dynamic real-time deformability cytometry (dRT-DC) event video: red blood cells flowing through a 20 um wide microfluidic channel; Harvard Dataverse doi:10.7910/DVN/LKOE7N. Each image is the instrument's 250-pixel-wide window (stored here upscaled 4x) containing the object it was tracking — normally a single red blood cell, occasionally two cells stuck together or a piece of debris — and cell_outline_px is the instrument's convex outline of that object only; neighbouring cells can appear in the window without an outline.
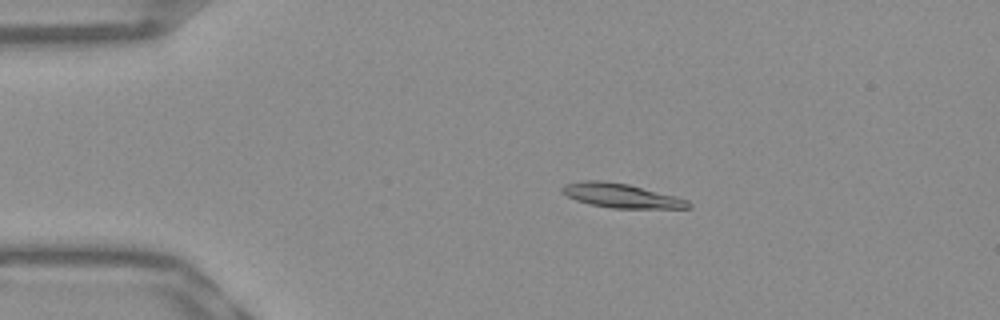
{"species": "Egyptian fruit bat (a non-hibernating species)", "species_latin": "Rousettus aegyptiacus", "temperature_condition": "warm", "stored_images_in_passage": 53, "camera_frame_rate_fps": 3000, "um_per_image_px": 0.085, "frame": {"image": 1, "passage_image": 11, "time_ms": 3.333, "image_size_px": [1000, 320], "cell_outline_px": [[692, 208], [612, 208], [588, 204], [576, 200], [560, 192], [560, 188], [564, 184], [580, 180], [604, 180], [628, 184], [676, 196], [688, 200], [692, 204]], "centroid_in_image_um": [52.77, 16.62], "position_along_channel_um": 32.2, "area_um2": 18.03}}
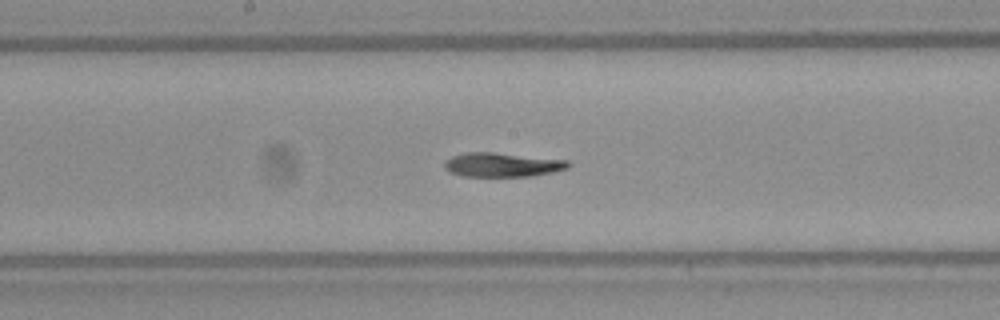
{"frame": {"image": 2, "passage_image": 28, "time_ms": 9.0, "image_size_px": [1000, 320], "cell_outline_px": [[572, 164], [568, 168], [552, 172], [532, 176], [460, 176], [448, 172], [444, 168], [444, 164], [452, 156], [464, 152], [492, 152], [568, 160]], "centroid_in_image_um": [42.68, 14.0], "position_along_channel_um": 205.5, "area_um2": 17.46}}
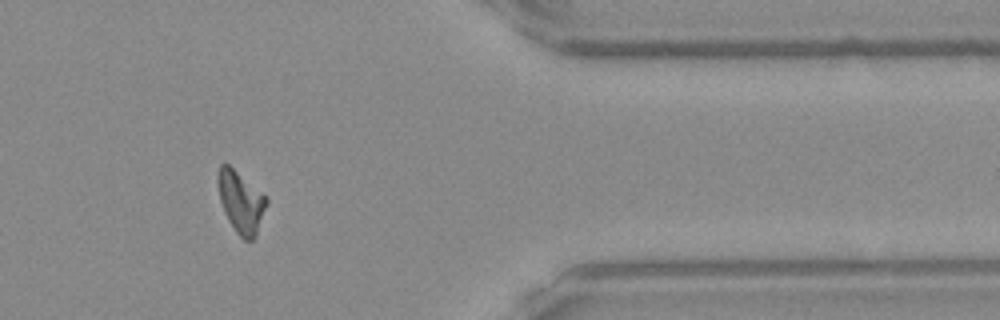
{"frame": {"image": 3, "passage_image": 44, "time_ms": 14.333, "image_size_px": [1000, 320], "cell_outline_px": [[268, 204], [256, 236], [252, 240], [244, 240], [236, 232], [228, 220], [224, 212], [220, 200], [216, 180], [216, 176], [220, 164], [228, 164], [264, 196], [268, 200]], "centroid_in_image_um": [20.45, 17.19], "position_along_channel_um": 390.9, "area_um2": 17.28}}